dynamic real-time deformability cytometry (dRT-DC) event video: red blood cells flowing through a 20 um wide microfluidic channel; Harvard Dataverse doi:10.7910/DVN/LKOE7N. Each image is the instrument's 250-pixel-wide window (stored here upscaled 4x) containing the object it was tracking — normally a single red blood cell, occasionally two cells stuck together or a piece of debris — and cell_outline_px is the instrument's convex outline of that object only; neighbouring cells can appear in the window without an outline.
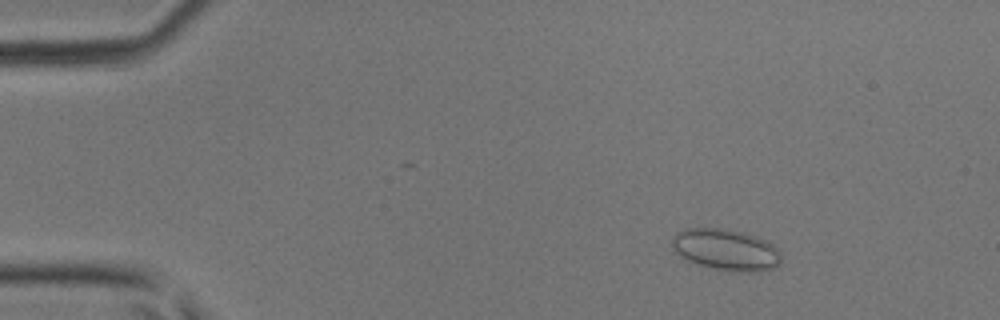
{"species": "common noctule bat (a hibernating species)", "species_latin": "Nyctalus noctula", "temperature_condition": "room temperature", "stored_images_in_passage": 40, "camera_frame_rate_fps": 3000, "um_per_image_px": 0.085, "animal": {"sex": "male", "body_mass_g": 17.9, "forearm_length_mm": 54.2}, "frame": {"image": 1, "passage_image": 7, "time_ms": 2.0, "image_size_px": [1000, 320], "cell_outline_px": [[780, 264], [776, 268], [760, 272], [736, 272], [712, 268], [688, 260], [680, 256], [672, 248], [672, 240], [676, 232], [684, 228], [728, 228], [744, 232], [756, 236], [772, 244], [780, 252]], "centroid_in_image_um": [61.72, 21.22], "position_along_channel_um": 23.3, "area_um2": 26.59}}
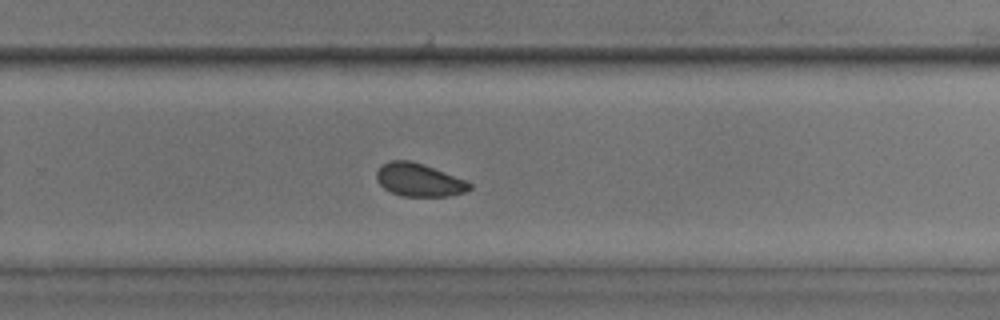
{"frame": {"image": 2, "passage_image": 30, "time_ms": 9.667, "image_size_px": [1000, 320], "cell_outline_px": [[472, 188], [464, 192], [448, 196], [404, 196], [392, 192], [384, 188], [376, 180], [376, 172], [380, 164], [388, 160], [408, 160], [424, 164], [464, 180], [472, 184]], "centroid_in_image_um": [35.57, 15.28], "position_along_channel_um": 294.2, "area_um2": 17.86}}
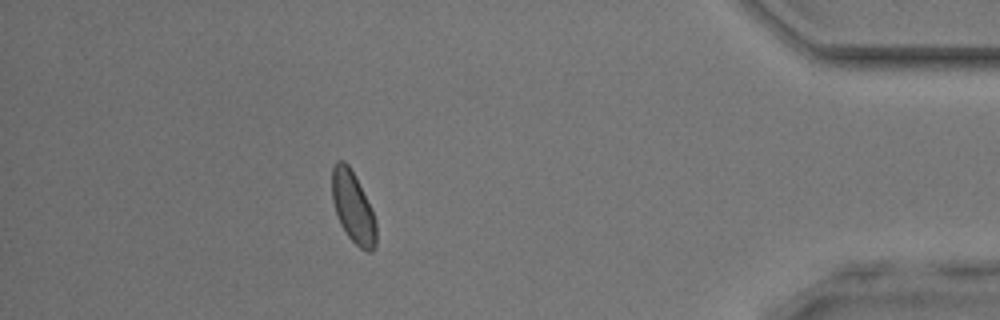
{"frame": {"image": 3, "passage_image": 40, "time_ms": 13.0, "image_size_px": [1000, 320], "cell_outline_px": [[376, 244], [372, 252], [368, 252], [360, 248], [348, 236], [340, 224], [332, 200], [332, 168], [336, 160], [344, 160], [348, 164], [372, 208], [376, 220]], "centroid_in_image_um": [30.01, 17.62], "position_along_channel_um": 405.2, "area_um2": 18.32}}